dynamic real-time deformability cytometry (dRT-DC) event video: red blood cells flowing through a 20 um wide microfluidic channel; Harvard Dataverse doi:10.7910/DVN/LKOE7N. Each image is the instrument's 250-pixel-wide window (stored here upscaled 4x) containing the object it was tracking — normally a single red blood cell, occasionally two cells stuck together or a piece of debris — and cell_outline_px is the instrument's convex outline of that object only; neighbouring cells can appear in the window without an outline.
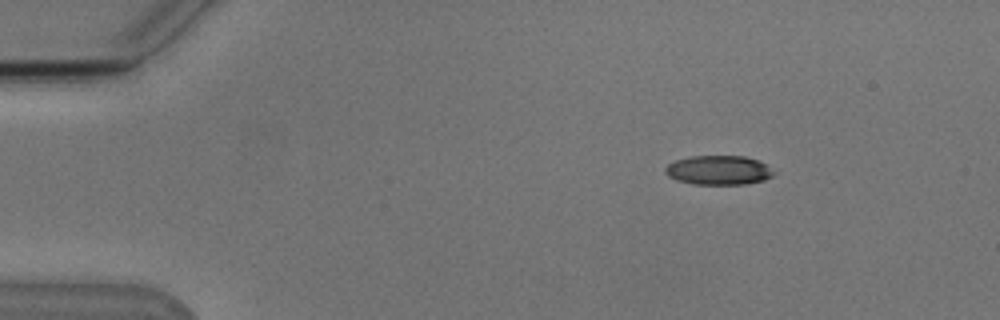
{"species": "Egyptian fruit bat (a non-hibernating species)", "species_latin": "Rousettus aegyptiacus", "temperature_condition": "cold", "stored_images_in_passage": 5, "camera_frame_rate_fps": 3000, "um_per_image_px": 0.085, "animal": {"sex": "male"}, "frame": {"image": 1, "passage_image": 2, "time_ms": 2.0, "image_size_px": [1000, 320], "cell_outline_px": [[776, 172], [772, 176], [764, 180], [744, 184], [692, 184], [676, 180], [668, 176], [664, 172], [664, 168], [668, 164], [676, 160], [692, 156], [744, 156], [756, 160], [764, 164]], "centroid_in_image_um": [61.05, 14.47], "position_along_channel_um": 24.0, "area_um2": 18.44}}